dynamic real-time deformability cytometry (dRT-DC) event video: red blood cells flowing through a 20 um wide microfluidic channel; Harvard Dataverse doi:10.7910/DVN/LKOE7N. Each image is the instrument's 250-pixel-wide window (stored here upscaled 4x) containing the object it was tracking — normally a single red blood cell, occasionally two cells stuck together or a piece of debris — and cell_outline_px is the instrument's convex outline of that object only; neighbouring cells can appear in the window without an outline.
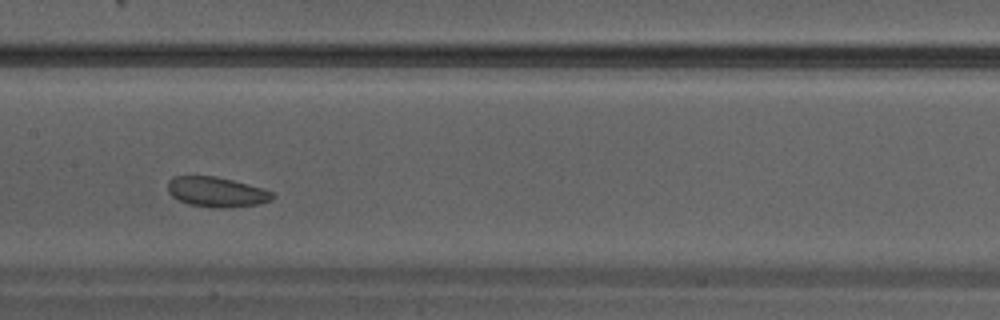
{"species": "Egyptian fruit bat (a non-hibernating species)", "species_latin": "Rousettus aegyptiacus", "temperature_condition": "warm", "stored_images_in_passage": 33, "camera_frame_rate_fps": 3000, "um_per_image_px": 0.085, "animal": {"sex": "male"}, "frame": {"image": 1, "passage_image": 15, "time_ms": 4.667, "image_size_px": [1000, 320], "cell_outline_px": [[276, 196], [272, 200], [260, 204], [232, 208], [212, 208], [188, 204], [172, 196], [168, 192], [168, 180], [176, 176], [216, 176], [264, 188], [272, 192]], "centroid_in_image_um": [18.45, 16.33], "position_along_channel_um": 189.0, "area_um2": 18.55}}
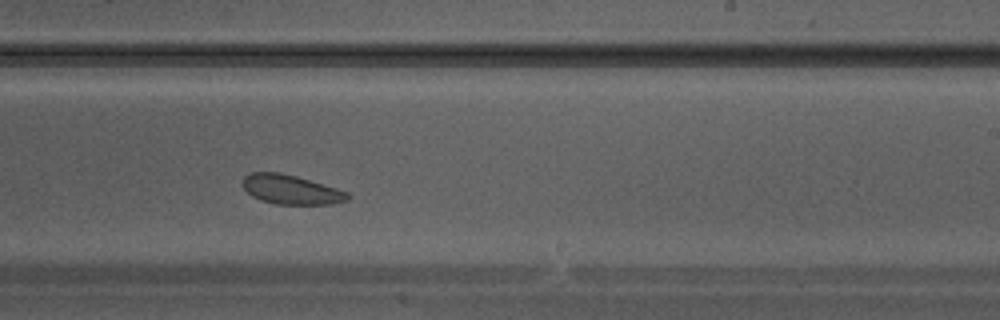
{"frame": {"image": 2, "passage_image": 19, "time_ms": 6.0, "image_size_px": [1000, 320], "cell_outline_px": [[352, 196], [348, 200], [332, 204], [276, 204], [260, 200], [252, 196], [240, 184], [244, 176], [252, 172], [280, 172], [296, 176], [336, 188], [348, 192]], "centroid_in_image_um": [24.72, 16.11], "position_along_channel_um": 264.3, "area_um2": 18.03}}